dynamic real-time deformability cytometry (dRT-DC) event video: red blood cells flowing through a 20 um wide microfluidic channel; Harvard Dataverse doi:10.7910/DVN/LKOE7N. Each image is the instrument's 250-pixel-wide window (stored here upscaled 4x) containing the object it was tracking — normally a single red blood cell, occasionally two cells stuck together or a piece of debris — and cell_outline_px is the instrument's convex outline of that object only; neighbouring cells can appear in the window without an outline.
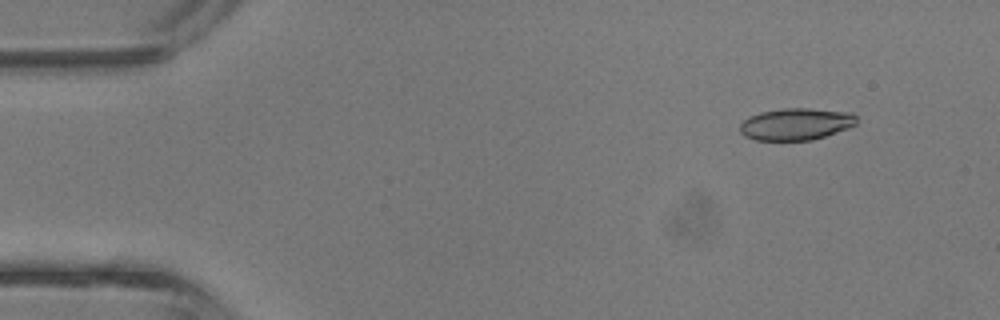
{"species": "common noctule bat (a hibernating species)", "species_latin": "Nyctalus noctula", "temperature_condition": "room temperature", "stored_images_in_passage": 40, "camera_frame_rate_fps": 3000, "um_per_image_px": 0.085, "animal": {"sex": "male", "body_mass_g": 13.3}, "frame": {"image": 1, "passage_image": 3, "time_ms": 0.667, "image_size_px": [1000, 320], "cell_outline_px": [[856, 124], [848, 128], [812, 140], [756, 140], [744, 136], [740, 132], [740, 124], [748, 116], [760, 112], [784, 108], [808, 108], [852, 112], [856, 116]], "centroid_in_image_um": [67.64, 10.54], "position_along_channel_um": 17.4, "area_um2": 21.73}}
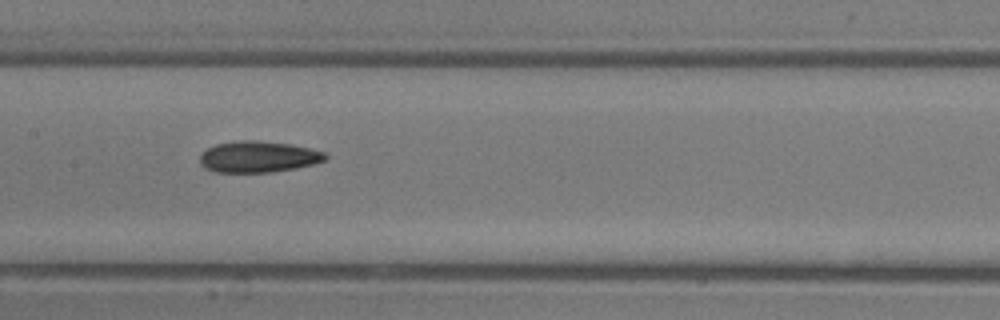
{"frame": {"image": 2, "passage_image": 19, "time_ms": 6.0, "image_size_px": [1000, 320], "cell_outline_px": [[328, 156], [324, 160], [316, 164], [296, 168], [272, 172], [216, 172], [204, 168], [200, 164], [200, 156], [208, 148], [216, 144], [236, 140], [256, 140], [288, 144], [308, 148], [324, 152]], "centroid_in_image_um": [21.94, 13.33], "position_along_channel_um": 185.5, "area_um2": 22.83}}
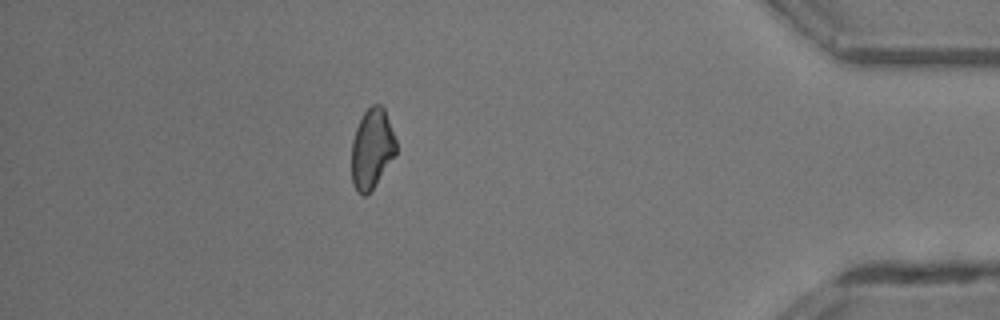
{"frame": {"image": 3, "passage_image": 35, "time_ms": 11.333, "image_size_px": [1000, 320], "cell_outline_px": [[396, 156], [372, 188], [364, 196], [352, 184], [352, 140], [356, 128], [364, 112], [372, 104], [380, 104], [384, 108], [396, 140]], "centroid_in_image_um": [31.62, 12.61], "position_along_channel_um": 403.6, "area_um2": 20.52}, "authors_computed_cell_mechanics": {"area_um2": 21.964, "velocity_mm_per_s": 4.9946, "shape_relaxation_time_tau1_ms": null, "shape_relaxation_time_tau2_ms": 10.7519, "deformation_change_tau1": null, "deformation_change_tau2": 0.2164}}